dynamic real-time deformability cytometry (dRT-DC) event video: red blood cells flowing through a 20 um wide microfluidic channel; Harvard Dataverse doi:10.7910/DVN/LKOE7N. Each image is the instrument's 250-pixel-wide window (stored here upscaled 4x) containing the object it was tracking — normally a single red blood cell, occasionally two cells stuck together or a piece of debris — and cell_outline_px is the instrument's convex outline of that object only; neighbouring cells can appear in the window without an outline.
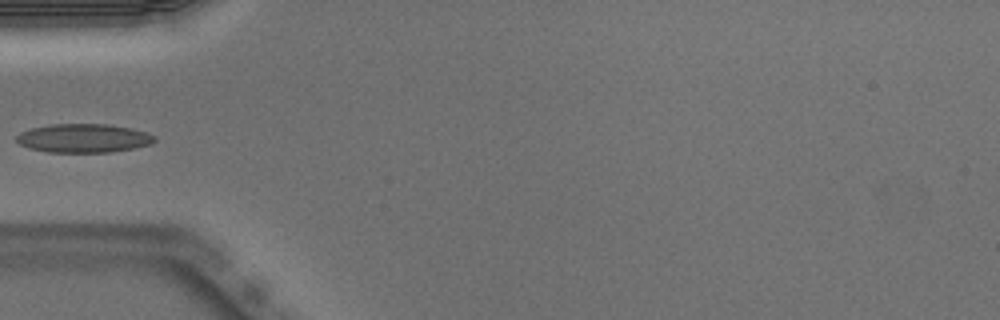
{"species": "Egyptian fruit bat (a non-hibernating species)", "species_latin": "Rousettus aegyptiacus", "temperature_condition": "warm", "stored_images_in_passage": 36, "camera_frame_rate_fps": 3000, "um_per_image_px": 0.085, "animal": {"sex": "male"}, "frame": {"image": 1, "passage_image": 1, "time_ms": 0.0, "image_size_px": [1000, 320], "cell_outline_px": [[156, 140], [152, 144], [112, 152], [48, 152], [32, 148], [20, 144], [16, 140], [16, 136], [20, 132], [32, 128], [48, 124], [108, 124], [132, 128], [148, 132], [156, 136]], "centroid_in_image_um": [7.14, 11.74], "position_along_channel_um": 77.9, "area_um2": 23.18}}
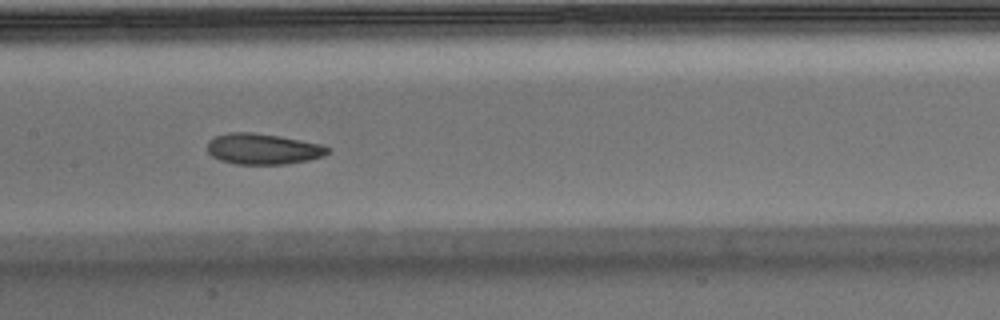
{"frame": {"image": 2, "passage_image": 9, "time_ms": 2.667, "image_size_px": [1000, 320], "cell_outline_px": [[328, 152], [324, 156], [308, 160], [284, 164], [236, 164], [220, 160], [212, 156], [208, 152], [208, 140], [216, 136], [228, 132], [252, 132], [280, 136], [320, 144], [328, 148]], "centroid_in_image_um": [22.32, 12.65], "position_along_channel_um": 185.1, "area_um2": 21.5}}
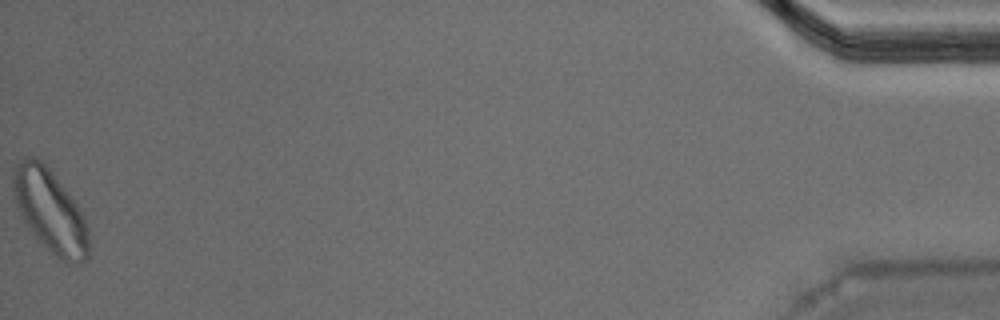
{"frame": {"image": 3, "passage_image": 35, "time_ms": 11.333, "image_size_px": [1000, 320], "cell_outline_px": [[88, 260], [80, 264], [68, 264], [60, 260], [48, 252], [24, 224], [20, 216], [16, 204], [12, 188], [12, 172], [16, 164], [24, 156], [36, 156], [48, 168], [76, 204], [84, 216], [88, 228]], "centroid_in_image_um": [4.23, 17.98], "position_along_channel_um": 431.0, "area_um2": 36.88}}